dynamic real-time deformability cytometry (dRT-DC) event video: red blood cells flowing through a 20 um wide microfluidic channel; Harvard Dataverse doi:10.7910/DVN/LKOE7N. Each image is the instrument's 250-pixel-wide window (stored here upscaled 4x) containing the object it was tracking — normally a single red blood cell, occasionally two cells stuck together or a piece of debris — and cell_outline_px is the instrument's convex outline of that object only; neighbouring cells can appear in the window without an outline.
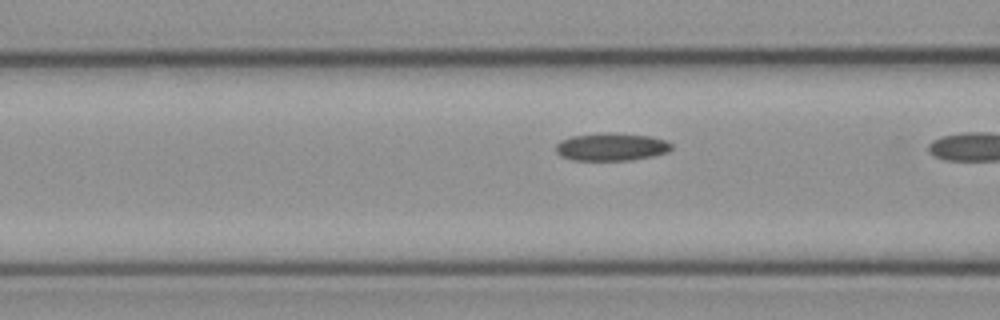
{"species": "common noctule bat (a hibernating species)", "species_latin": "Nyctalus noctula", "temperature_condition": "cold", "stored_images_in_passage": 21, "camera_frame_rate_fps": 3000, "um_per_image_px": 0.085, "animal": {"sex": "female", "body_mass_g": 21.9}, "frame": {"image": 1, "passage_image": 19, "time_ms": 6.0, "image_size_px": [1000, 320], "cell_outline_px": [[672, 148], [668, 152], [652, 156], [632, 160], [572, 160], [560, 156], [556, 152], [556, 144], [560, 140], [572, 136], [604, 132], [616, 132], [652, 136], [664, 140], [672, 144]], "centroid_in_image_um": [51.96, 12.47], "position_along_channel_um": 114.6, "area_um2": 18.96}}